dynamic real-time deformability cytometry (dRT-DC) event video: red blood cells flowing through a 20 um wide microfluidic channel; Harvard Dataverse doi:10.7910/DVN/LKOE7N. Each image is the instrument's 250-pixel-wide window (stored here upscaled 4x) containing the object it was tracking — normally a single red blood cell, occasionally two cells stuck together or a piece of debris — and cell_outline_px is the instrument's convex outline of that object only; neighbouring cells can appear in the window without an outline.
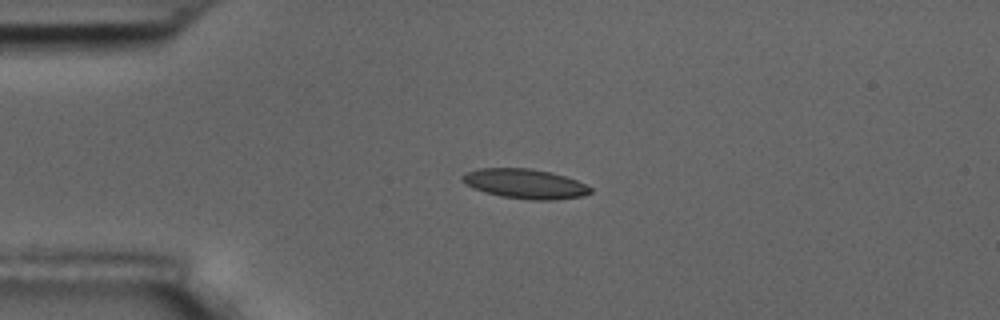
{"species": "common noctule bat (a hibernating species)", "species_latin": "Nyctalus noctula", "temperature_condition": "room temperature", "stored_images_in_passage": 44, "camera_frame_rate_fps": 3000, "um_per_image_px": 0.085, "animal": {"sex": "male", "body_mass_g": 17.5, "forearm_length_mm": 52.3}, "frame": {"image": 1, "passage_image": 1, "time_ms": 0.0, "image_size_px": [1000, 320], "cell_outline_px": [[592, 192], [584, 196], [556, 200], [532, 200], [500, 196], [484, 192], [464, 184], [460, 180], [460, 176], [464, 172], [480, 168], [532, 168], [552, 172], [576, 180], [592, 188]], "centroid_in_image_um": [44.6, 15.62], "position_along_channel_um": 40.4, "area_um2": 22.43}}
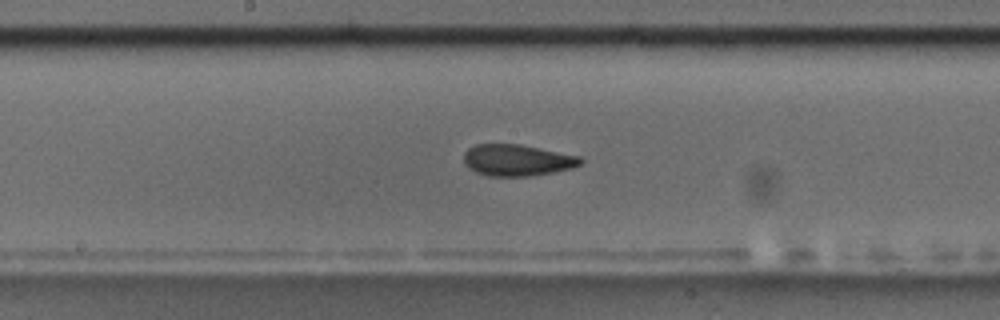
{"frame": {"image": 2, "passage_image": 17, "time_ms": 5.333, "image_size_px": [1000, 320], "cell_outline_px": [[584, 160], [580, 164], [572, 168], [552, 172], [528, 176], [488, 176], [476, 172], [468, 168], [464, 164], [464, 152], [468, 148], [476, 144], [520, 144], [580, 156]], "centroid_in_image_um": [43.93, 13.61], "position_along_channel_um": 204.3, "area_um2": 21.44}}
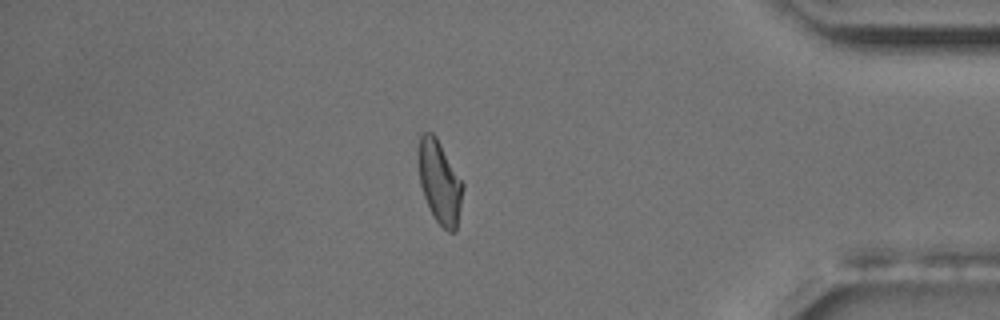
{"frame": {"image": 3, "passage_image": 36, "time_ms": 11.667, "image_size_px": [1000, 320], "cell_outline_px": [[464, 188], [456, 232], [448, 232], [436, 220], [424, 196], [420, 184], [416, 160], [416, 152], [420, 132], [432, 132], [436, 136], [464, 184]], "centroid_in_image_um": [37.34, 15.41], "position_along_channel_um": 397.9, "area_um2": 21.85}, "authors_computed_cell_mechanics": {"area_um2": 21.7906, "velocity_mm_per_s": 3.5854, "shape_relaxation_time_tau1_ms": 7.4007, "shape_relaxation_time_tau2_ms": 1.6467, "deformation_change_tau1": 0.1709, "deformation_change_tau2": 0.0868}}